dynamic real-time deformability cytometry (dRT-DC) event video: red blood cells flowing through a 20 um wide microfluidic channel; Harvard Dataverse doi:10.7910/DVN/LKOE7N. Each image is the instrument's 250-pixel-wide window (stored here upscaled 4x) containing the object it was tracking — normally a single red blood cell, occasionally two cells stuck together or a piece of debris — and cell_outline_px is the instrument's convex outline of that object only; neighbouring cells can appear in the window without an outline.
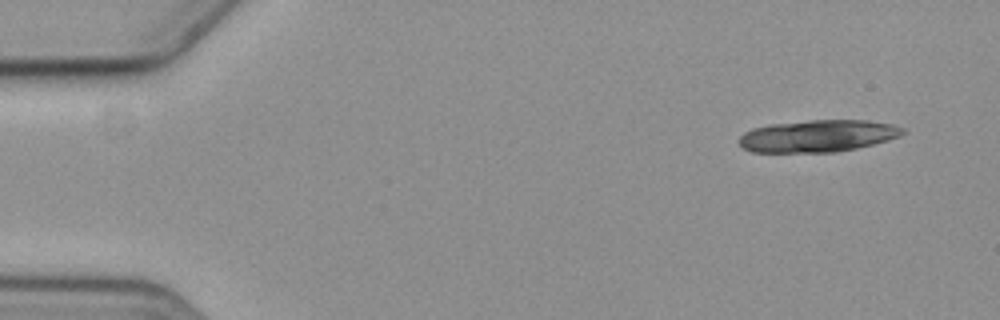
{"species": "common noctule bat (a hibernating species)", "species_latin": "Nyctalus noctula", "temperature_condition": "cold", "stored_images_in_passage": 9, "camera_frame_rate_fps": 3000, "um_per_image_px": 0.085, "animal": {"sex": "female", "body_mass_g": 19.3, "forearm_length_mm": 54.1}, "frame": {"image": 1, "passage_image": 1, "time_ms": 0.0, "image_size_px": [1000, 320], "cell_outline_px": [[908, 132], [900, 136], [888, 140], [856, 148], [836, 152], [752, 152], [744, 148], [740, 144], [740, 136], [744, 132], [752, 128], [768, 124], [808, 120], [864, 120], [892, 124], [904, 128]], "centroid_in_image_um": [69.53, 11.55], "position_along_channel_um": 15.5, "area_um2": 30.69}}
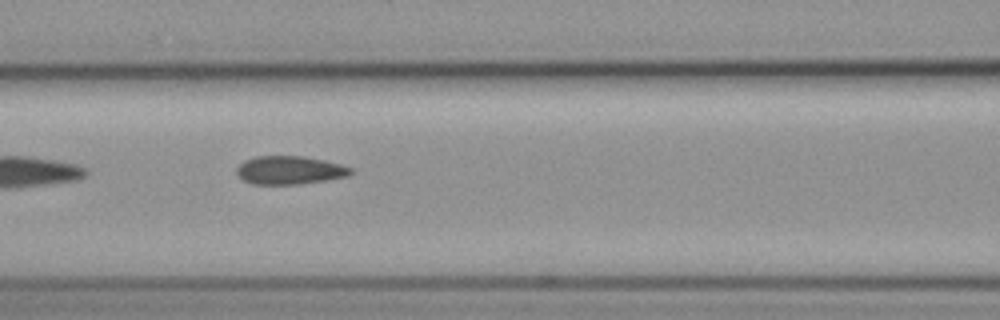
{"frame": {"image": 2, "passage_image": 7, "time_ms": 7.0, "image_size_px": [1000, 320], "cell_outline_px": [[352, 172], [348, 176], [328, 180], [300, 184], [252, 184], [244, 180], [236, 172], [236, 168], [244, 160], [256, 156], [304, 156], [324, 160], [340, 164], [352, 168]], "centroid_in_image_um": [24.63, 14.46], "position_along_channel_um": 142.0, "area_um2": 18.84}}
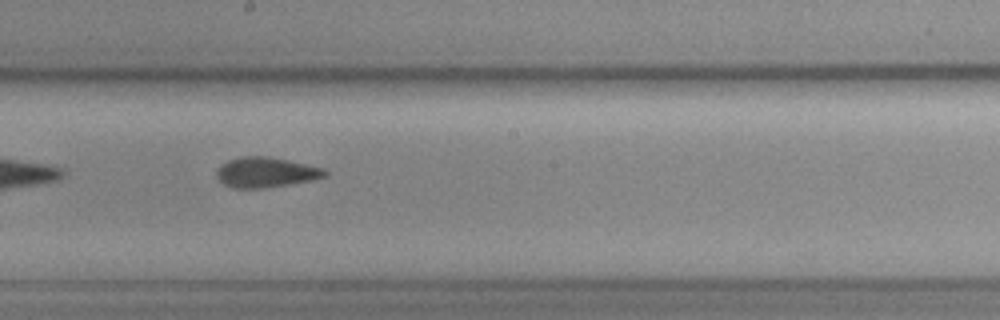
{"frame": {"image": 3, "passage_image": 9, "time_ms": 9.333, "image_size_px": [1000, 320], "cell_outline_px": [[328, 176], [312, 180], [264, 188], [232, 188], [224, 184], [216, 176], [216, 172], [220, 164], [228, 160], [240, 156], [268, 156], [288, 160], [324, 168], [328, 172]], "centroid_in_image_um": [22.59, 14.64], "position_along_channel_um": 225.6, "area_um2": 19.13}}